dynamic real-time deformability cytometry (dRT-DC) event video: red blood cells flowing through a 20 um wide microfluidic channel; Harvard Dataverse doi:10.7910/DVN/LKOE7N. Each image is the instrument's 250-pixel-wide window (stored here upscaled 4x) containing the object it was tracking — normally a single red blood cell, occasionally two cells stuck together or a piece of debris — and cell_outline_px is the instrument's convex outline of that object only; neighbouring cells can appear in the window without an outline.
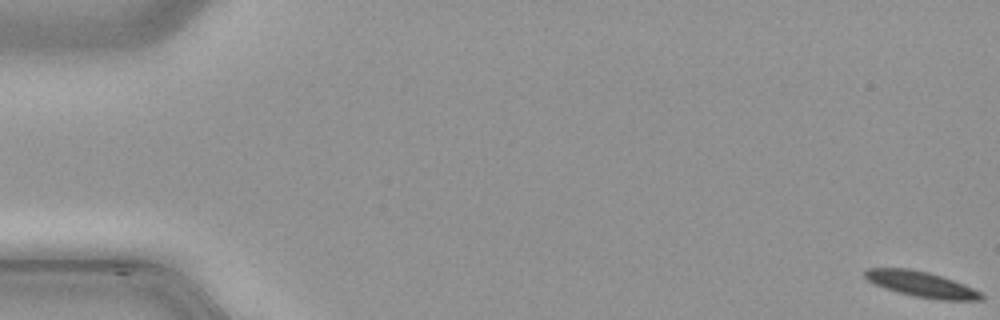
{"species": "common noctule bat (a hibernating species)", "species_latin": "Nyctalus noctula", "temperature_condition": "cold", "stored_images_in_passage": 51, "camera_frame_rate_fps": 3000, "um_per_image_px": 0.085, "animal": {"sex": "male", "body_mass_g": 21.5, "forearm_length_mm": 52.0}, "frame": {"image": 1, "passage_image": 1, "time_ms": 0.0, "image_size_px": [1000, 320], "cell_outline_px": [[984, 300], [940, 300], [916, 296], [896, 292], [876, 284], [868, 280], [864, 276], [864, 272], [868, 268], [908, 268], [928, 272], [964, 284], [980, 292], [984, 296]], "centroid_in_image_um": [78.33, 24.16], "position_along_channel_um": 6.7, "area_um2": 17.11}}
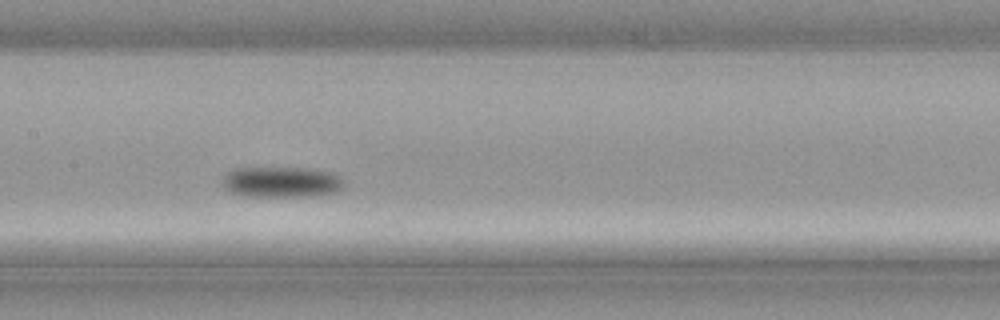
{"frame": {"image": 2, "passage_image": 26, "time_ms": 8.333, "image_size_px": [1000, 320], "cell_outline_px": [[344, 188], [332, 192], [312, 196], [248, 196], [228, 192], [220, 184], [224, 176], [228, 172], [236, 168], [308, 168], [332, 172], [340, 176], [344, 180]], "centroid_in_image_um": [23.91, 15.47], "position_along_channel_um": 183.5, "area_um2": 21.91}}
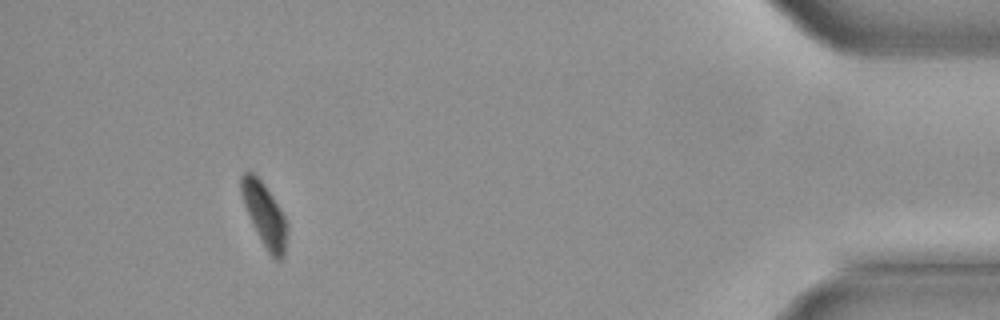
{"frame": {"image": 3, "passage_image": 47, "time_ms": 15.333, "image_size_px": [1000, 320], "cell_outline_px": [[288, 232], [284, 256], [280, 260], [276, 260], [268, 252], [252, 224], [244, 204], [240, 192], [240, 176], [244, 172], [252, 172], [264, 184], [280, 208], [288, 224]], "centroid_in_image_um": [22.49, 18.25], "position_along_channel_um": 412.7, "area_um2": 16.88}}